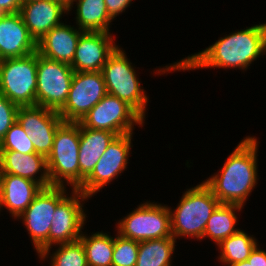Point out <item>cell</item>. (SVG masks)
<instances>
[{
	"mask_svg": "<svg viewBox=\"0 0 266 266\" xmlns=\"http://www.w3.org/2000/svg\"><path fill=\"white\" fill-rule=\"evenodd\" d=\"M265 54L266 22L226 34L206 49L188 55L179 62L159 67L153 72L163 75L172 71L184 72L204 68H223L225 70L238 68L244 72L250 68V64Z\"/></svg>",
	"mask_w": 266,
	"mask_h": 266,
	"instance_id": "obj_1",
	"label": "cell"
},
{
	"mask_svg": "<svg viewBox=\"0 0 266 266\" xmlns=\"http://www.w3.org/2000/svg\"><path fill=\"white\" fill-rule=\"evenodd\" d=\"M259 144L255 136L244 137L224 160L221 169L203 180L220 204H236L244 207L259 180L257 167Z\"/></svg>",
	"mask_w": 266,
	"mask_h": 266,
	"instance_id": "obj_2",
	"label": "cell"
},
{
	"mask_svg": "<svg viewBox=\"0 0 266 266\" xmlns=\"http://www.w3.org/2000/svg\"><path fill=\"white\" fill-rule=\"evenodd\" d=\"M220 204L210 188L202 181L186 189L175 209L169 206L171 232L174 239L194 238L201 241L207 221Z\"/></svg>",
	"mask_w": 266,
	"mask_h": 266,
	"instance_id": "obj_3",
	"label": "cell"
},
{
	"mask_svg": "<svg viewBox=\"0 0 266 266\" xmlns=\"http://www.w3.org/2000/svg\"><path fill=\"white\" fill-rule=\"evenodd\" d=\"M79 145L80 123L63 122L55 132L52 151L46 158L52 186L79 188Z\"/></svg>",
	"mask_w": 266,
	"mask_h": 266,
	"instance_id": "obj_4",
	"label": "cell"
},
{
	"mask_svg": "<svg viewBox=\"0 0 266 266\" xmlns=\"http://www.w3.org/2000/svg\"><path fill=\"white\" fill-rule=\"evenodd\" d=\"M120 47L109 56L101 70L106 91L125 101L145 120L149 96L141 86L135 66Z\"/></svg>",
	"mask_w": 266,
	"mask_h": 266,
	"instance_id": "obj_5",
	"label": "cell"
},
{
	"mask_svg": "<svg viewBox=\"0 0 266 266\" xmlns=\"http://www.w3.org/2000/svg\"><path fill=\"white\" fill-rule=\"evenodd\" d=\"M135 208L116 222L117 234L137 242L173 237L168 205L144 201Z\"/></svg>",
	"mask_w": 266,
	"mask_h": 266,
	"instance_id": "obj_6",
	"label": "cell"
},
{
	"mask_svg": "<svg viewBox=\"0 0 266 266\" xmlns=\"http://www.w3.org/2000/svg\"><path fill=\"white\" fill-rule=\"evenodd\" d=\"M37 51L0 60V93L20 106L36 105Z\"/></svg>",
	"mask_w": 266,
	"mask_h": 266,
	"instance_id": "obj_7",
	"label": "cell"
},
{
	"mask_svg": "<svg viewBox=\"0 0 266 266\" xmlns=\"http://www.w3.org/2000/svg\"><path fill=\"white\" fill-rule=\"evenodd\" d=\"M66 186L42 188L31 204L17 218L22 221L39 256L49 248V230L57 205L68 195Z\"/></svg>",
	"mask_w": 266,
	"mask_h": 266,
	"instance_id": "obj_8",
	"label": "cell"
},
{
	"mask_svg": "<svg viewBox=\"0 0 266 266\" xmlns=\"http://www.w3.org/2000/svg\"><path fill=\"white\" fill-rule=\"evenodd\" d=\"M83 127L106 130L117 136L134 133L145 120L125 101L107 93L79 122Z\"/></svg>",
	"mask_w": 266,
	"mask_h": 266,
	"instance_id": "obj_9",
	"label": "cell"
},
{
	"mask_svg": "<svg viewBox=\"0 0 266 266\" xmlns=\"http://www.w3.org/2000/svg\"><path fill=\"white\" fill-rule=\"evenodd\" d=\"M73 68L37 52L36 105L59 111L67 101Z\"/></svg>",
	"mask_w": 266,
	"mask_h": 266,
	"instance_id": "obj_10",
	"label": "cell"
},
{
	"mask_svg": "<svg viewBox=\"0 0 266 266\" xmlns=\"http://www.w3.org/2000/svg\"><path fill=\"white\" fill-rule=\"evenodd\" d=\"M134 133L119 135L108 145L91 174L77 189L91 199L106 185L126 171L131 154L132 137Z\"/></svg>",
	"mask_w": 266,
	"mask_h": 266,
	"instance_id": "obj_11",
	"label": "cell"
},
{
	"mask_svg": "<svg viewBox=\"0 0 266 266\" xmlns=\"http://www.w3.org/2000/svg\"><path fill=\"white\" fill-rule=\"evenodd\" d=\"M107 94L101 71L74 72L67 101L58 111L64 122H80Z\"/></svg>",
	"mask_w": 266,
	"mask_h": 266,
	"instance_id": "obj_12",
	"label": "cell"
},
{
	"mask_svg": "<svg viewBox=\"0 0 266 266\" xmlns=\"http://www.w3.org/2000/svg\"><path fill=\"white\" fill-rule=\"evenodd\" d=\"M89 197L73 190L57 205L49 230V248L78 241L84 230L87 214L84 203Z\"/></svg>",
	"mask_w": 266,
	"mask_h": 266,
	"instance_id": "obj_13",
	"label": "cell"
},
{
	"mask_svg": "<svg viewBox=\"0 0 266 266\" xmlns=\"http://www.w3.org/2000/svg\"><path fill=\"white\" fill-rule=\"evenodd\" d=\"M17 121L31 140L35 152L46 158L51 153L55 132L64 122L58 111L42 106H20Z\"/></svg>",
	"mask_w": 266,
	"mask_h": 266,
	"instance_id": "obj_14",
	"label": "cell"
},
{
	"mask_svg": "<svg viewBox=\"0 0 266 266\" xmlns=\"http://www.w3.org/2000/svg\"><path fill=\"white\" fill-rule=\"evenodd\" d=\"M111 32L84 31L77 42L70 66L74 72L101 71L109 56L119 46Z\"/></svg>",
	"mask_w": 266,
	"mask_h": 266,
	"instance_id": "obj_15",
	"label": "cell"
},
{
	"mask_svg": "<svg viewBox=\"0 0 266 266\" xmlns=\"http://www.w3.org/2000/svg\"><path fill=\"white\" fill-rule=\"evenodd\" d=\"M19 13L30 35L38 43L47 32L62 23L63 16L68 15V0L23 2Z\"/></svg>",
	"mask_w": 266,
	"mask_h": 266,
	"instance_id": "obj_16",
	"label": "cell"
},
{
	"mask_svg": "<svg viewBox=\"0 0 266 266\" xmlns=\"http://www.w3.org/2000/svg\"><path fill=\"white\" fill-rule=\"evenodd\" d=\"M37 51V42L30 35L19 12L6 13L0 19V60L23 57Z\"/></svg>",
	"mask_w": 266,
	"mask_h": 266,
	"instance_id": "obj_17",
	"label": "cell"
},
{
	"mask_svg": "<svg viewBox=\"0 0 266 266\" xmlns=\"http://www.w3.org/2000/svg\"><path fill=\"white\" fill-rule=\"evenodd\" d=\"M0 174L27 178L37 182L42 188L52 186L46 157L39 153L23 154L14 150H0Z\"/></svg>",
	"mask_w": 266,
	"mask_h": 266,
	"instance_id": "obj_18",
	"label": "cell"
},
{
	"mask_svg": "<svg viewBox=\"0 0 266 266\" xmlns=\"http://www.w3.org/2000/svg\"><path fill=\"white\" fill-rule=\"evenodd\" d=\"M41 190L42 187L30 179L0 174V211L7 209L12 218L17 219Z\"/></svg>",
	"mask_w": 266,
	"mask_h": 266,
	"instance_id": "obj_19",
	"label": "cell"
},
{
	"mask_svg": "<svg viewBox=\"0 0 266 266\" xmlns=\"http://www.w3.org/2000/svg\"><path fill=\"white\" fill-rule=\"evenodd\" d=\"M84 31L64 21L47 32L37 43V52L51 60L71 64L80 35Z\"/></svg>",
	"mask_w": 266,
	"mask_h": 266,
	"instance_id": "obj_20",
	"label": "cell"
},
{
	"mask_svg": "<svg viewBox=\"0 0 266 266\" xmlns=\"http://www.w3.org/2000/svg\"><path fill=\"white\" fill-rule=\"evenodd\" d=\"M117 135L106 130H94L80 124L79 187L91 174L108 145Z\"/></svg>",
	"mask_w": 266,
	"mask_h": 266,
	"instance_id": "obj_21",
	"label": "cell"
},
{
	"mask_svg": "<svg viewBox=\"0 0 266 266\" xmlns=\"http://www.w3.org/2000/svg\"><path fill=\"white\" fill-rule=\"evenodd\" d=\"M75 2V3H74ZM76 4V8L74 6ZM74 6V7H73ZM75 8L76 26L82 31L110 32L109 16L105 0H68V15Z\"/></svg>",
	"mask_w": 266,
	"mask_h": 266,
	"instance_id": "obj_22",
	"label": "cell"
},
{
	"mask_svg": "<svg viewBox=\"0 0 266 266\" xmlns=\"http://www.w3.org/2000/svg\"><path fill=\"white\" fill-rule=\"evenodd\" d=\"M242 209V206L236 204H219L207 221L202 239L209 238L218 246L224 239L235 234L239 230L236 227L237 212H241Z\"/></svg>",
	"mask_w": 266,
	"mask_h": 266,
	"instance_id": "obj_23",
	"label": "cell"
},
{
	"mask_svg": "<svg viewBox=\"0 0 266 266\" xmlns=\"http://www.w3.org/2000/svg\"><path fill=\"white\" fill-rule=\"evenodd\" d=\"M258 244V240L253 235H249L245 230L239 228L235 234L224 239L217 246L220 253L217 259L225 266L243 262L249 258Z\"/></svg>",
	"mask_w": 266,
	"mask_h": 266,
	"instance_id": "obj_24",
	"label": "cell"
},
{
	"mask_svg": "<svg viewBox=\"0 0 266 266\" xmlns=\"http://www.w3.org/2000/svg\"><path fill=\"white\" fill-rule=\"evenodd\" d=\"M82 231L80 241L83 245L88 266H112L115 236L109 232L97 231L91 235Z\"/></svg>",
	"mask_w": 266,
	"mask_h": 266,
	"instance_id": "obj_25",
	"label": "cell"
},
{
	"mask_svg": "<svg viewBox=\"0 0 266 266\" xmlns=\"http://www.w3.org/2000/svg\"><path fill=\"white\" fill-rule=\"evenodd\" d=\"M176 242L173 237L139 242L135 266H172Z\"/></svg>",
	"mask_w": 266,
	"mask_h": 266,
	"instance_id": "obj_26",
	"label": "cell"
},
{
	"mask_svg": "<svg viewBox=\"0 0 266 266\" xmlns=\"http://www.w3.org/2000/svg\"><path fill=\"white\" fill-rule=\"evenodd\" d=\"M58 248L51 254V247L45 249L38 257L45 261L51 260L50 266H88L83 245L80 240L55 245ZM50 255V256H49Z\"/></svg>",
	"mask_w": 266,
	"mask_h": 266,
	"instance_id": "obj_27",
	"label": "cell"
},
{
	"mask_svg": "<svg viewBox=\"0 0 266 266\" xmlns=\"http://www.w3.org/2000/svg\"><path fill=\"white\" fill-rule=\"evenodd\" d=\"M115 236L112 266H135L139 242L124 238L117 233Z\"/></svg>",
	"mask_w": 266,
	"mask_h": 266,
	"instance_id": "obj_28",
	"label": "cell"
},
{
	"mask_svg": "<svg viewBox=\"0 0 266 266\" xmlns=\"http://www.w3.org/2000/svg\"><path fill=\"white\" fill-rule=\"evenodd\" d=\"M0 150H14L23 154L36 153L31 140L18 121L6 132L0 142Z\"/></svg>",
	"mask_w": 266,
	"mask_h": 266,
	"instance_id": "obj_29",
	"label": "cell"
},
{
	"mask_svg": "<svg viewBox=\"0 0 266 266\" xmlns=\"http://www.w3.org/2000/svg\"><path fill=\"white\" fill-rule=\"evenodd\" d=\"M18 108V105L0 93V142L4 139L9 128L17 121Z\"/></svg>",
	"mask_w": 266,
	"mask_h": 266,
	"instance_id": "obj_30",
	"label": "cell"
},
{
	"mask_svg": "<svg viewBox=\"0 0 266 266\" xmlns=\"http://www.w3.org/2000/svg\"><path fill=\"white\" fill-rule=\"evenodd\" d=\"M133 0H105V6L109 16L114 20L122 12H125Z\"/></svg>",
	"mask_w": 266,
	"mask_h": 266,
	"instance_id": "obj_31",
	"label": "cell"
},
{
	"mask_svg": "<svg viewBox=\"0 0 266 266\" xmlns=\"http://www.w3.org/2000/svg\"><path fill=\"white\" fill-rule=\"evenodd\" d=\"M247 260H252L253 266H266V251L258 244Z\"/></svg>",
	"mask_w": 266,
	"mask_h": 266,
	"instance_id": "obj_32",
	"label": "cell"
},
{
	"mask_svg": "<svg viewBox=\"0 0 266 266\" xmlns=\"http://www.w3.org/2000/svg\"><path fill=\"white\" fill-rule=\"evenodd\" d=\"M23 0H0V10L6 13L20 12Z\"/></svg>",
	"mask_w": 266,
	"mask_h": 266,
	"instance_id": "obj_33",
	"label": "cell"
},
{
	"mask_svg": "<svg viewBox=\"0 0 266 266\" xmlns=\"http://www.w3.org/2000/svg\"><path fill=\"white\" fill-rule=\"evenodd\" d=\"M231 266H253V264H252V260H245L243 262L235 263Z\"/></svg>",
	"mask_w": 266,
	"mask_h": 266,
	"instance_id": "obj_34",
	"label": "cell"
},
{
	"mask_svg": "<svg viewBox=\"0 0 266 266\" xmlns=\"http://www.w3.org/2000/svg\"><path fill=\"white\" fill-rule=\"evenodd\" d=\"M4 15H5V13H4L2 10H0V19H1Z\"/></svg>",
	"mask_w": 266,
	"mask_h": 266,
	"instance_id": "obj_35",
	"label": "cell"
}]
</instances>
